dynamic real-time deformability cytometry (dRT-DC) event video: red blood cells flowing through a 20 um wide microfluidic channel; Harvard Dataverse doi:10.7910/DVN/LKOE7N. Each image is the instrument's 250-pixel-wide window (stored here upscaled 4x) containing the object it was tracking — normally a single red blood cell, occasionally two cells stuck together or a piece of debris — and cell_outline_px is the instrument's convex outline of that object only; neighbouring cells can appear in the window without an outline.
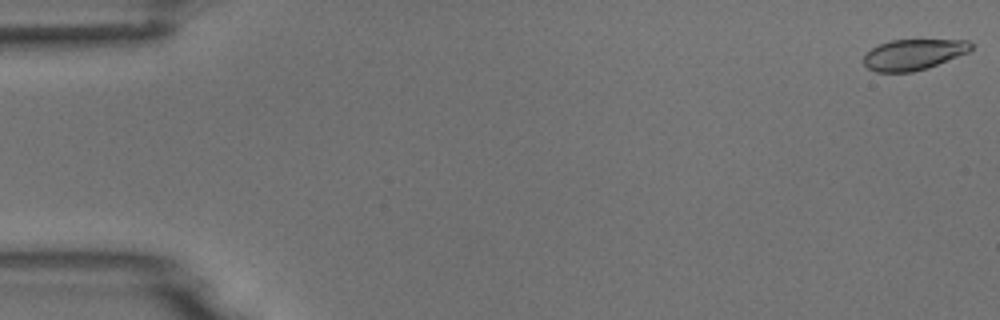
{"species": "common noctule bat (a hibernating species)", "species_latin": "Nyctalus noctula", "temperature_condition": "room temperature", "stored_images_in_passage": 8, "camera_frame_rate_fps": 3000, "um_per_image_px": 0.085, "animal": {"sex": "male", "body_mass_g": 18.8}, "frame": {"image": 1, "passage_image": 1, "time_ms": 0.0, "image_size_px": [1000, 320], "cell_outline_px": [[972, 48], [968, 52], [928, 68], [912, 72], [876, 72], [868, 68], [864, 64], [864, 56], [872, 48], [880, 44], [892, 40], [968, 40], [972, 44]], "centroid_in_image_um": [77.64, 4.64], "position_along_channel_um": 7.4, "area_um2": 19.07}}
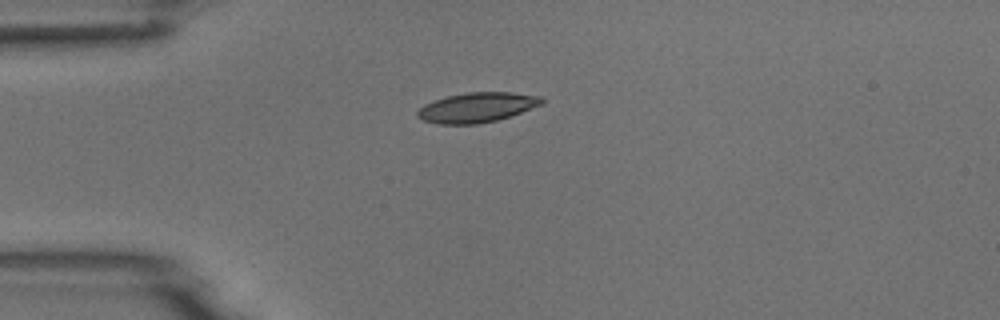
{"frame": {"image": 2, "passage_image": 3, "time_ms": 4.333, "image_size_px": [1000, 320], "cell_outline_px": [[544, 104], [496, 120], [476, 124], [440, 124], [424, 120], [416, 116], [416, 112], [424, 104], [448, 96], [468, 92], [508, 92], [544, 96]], "centroid_in_image_um": [40.57, 9.12], "position_along_channel_um": 44.4, "area_um2": 21.44}}